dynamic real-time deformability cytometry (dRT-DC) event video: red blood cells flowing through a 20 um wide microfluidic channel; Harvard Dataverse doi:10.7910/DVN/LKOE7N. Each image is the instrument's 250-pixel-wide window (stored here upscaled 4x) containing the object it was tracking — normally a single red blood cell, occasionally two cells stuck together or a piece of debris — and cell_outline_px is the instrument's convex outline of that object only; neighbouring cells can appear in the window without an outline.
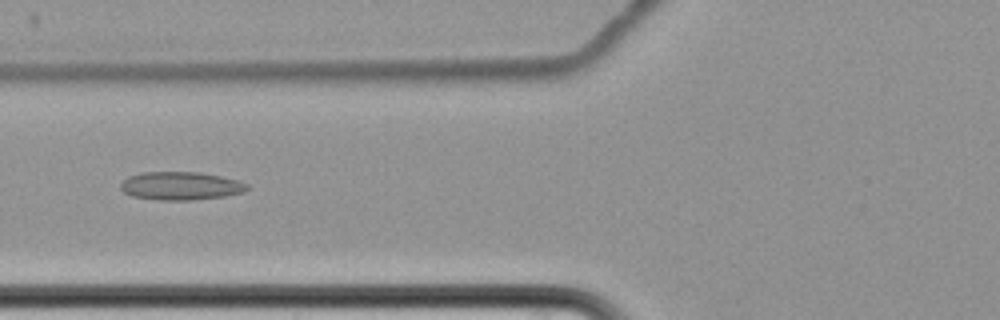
{"species": "common noctule bat (a hibernating species)", "species_latin": "Nyctalus noctula", "temperature_condition": "cold", "stored_images_in_passage": 9, "camera_frame_rate_fps": 3000, "um_per_image_px": 0.085, "animal": {"sex": "female", "body_mass_g": 22.7, "forearm_length_mm": 54.2}, "frame": {"image": 1, "passage_image": 8, "time_ms": 9.0, "image_size_px": [1000, 320], "cell_outline_px": [[248, 188], [244, 192], [224, 196], [192, 200], [156, 200], [132, 196], [124, 192], [120, 188], [120, 184], [128, 176], [144, 172], [200, 172], [240, 180], [248, 184]], "centroid_in_image_um": [15.37, 15.8], "position_along_channel_um": 110.4, "area_um2": 20.87}}
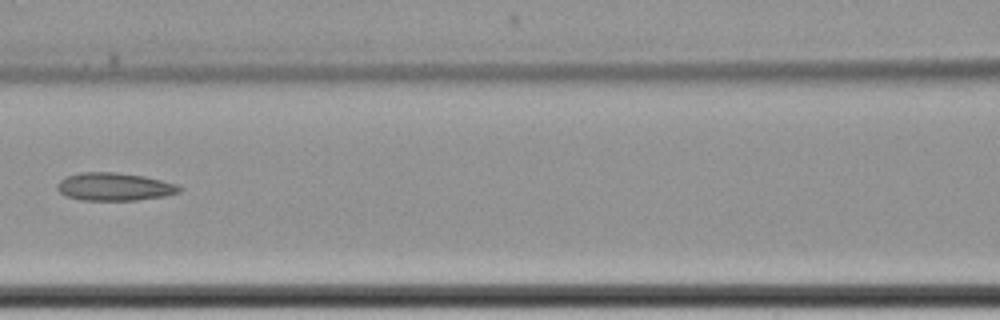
{"frame": {"image": 2, "passage_image": 9, "time_ms": 10.333, "image_size_px": [1000, 320], "cell_outline_px": [[184, 188], [180, 192], [164, 196], [136, 200], [80, 200], [64, 196], [56, 188], [56, 184], [64, 176], [80, 172], [116, 172], [144, 176], [176, 184]], "centroid_in_image_um": [9.68, 15.87], "position_along_channel_um": 156.9, "area_um2": 20.06}}